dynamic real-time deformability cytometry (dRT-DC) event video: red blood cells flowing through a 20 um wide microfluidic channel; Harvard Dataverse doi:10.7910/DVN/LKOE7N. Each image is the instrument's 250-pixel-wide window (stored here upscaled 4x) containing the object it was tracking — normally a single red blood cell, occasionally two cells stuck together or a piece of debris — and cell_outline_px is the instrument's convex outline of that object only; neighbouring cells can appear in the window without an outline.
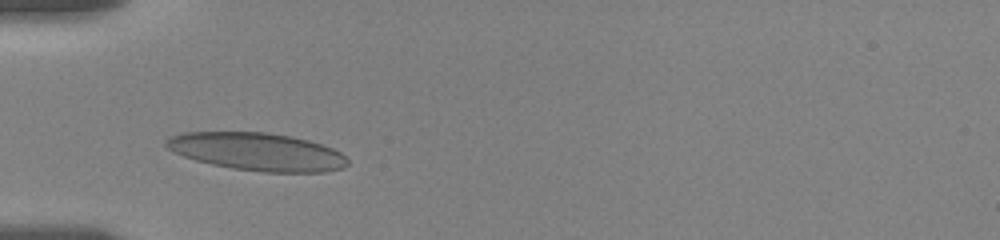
{"species": "human", "species_latin": "Homo sapiens", "temperature_condition": "room temperature", "stored_images_in_passage": 6, "camera_frame_rate_fps": 3000, "um_per_image_px": 0.085, "donor": {"sex": "female"}, "frame": {"image": 1, "passage_image": 5, "time_ms": 2.667, "image_size_px": [1000, 240], "cell_outline_px": [[348, 164], [344, 168], [324, 172], [264, 172], [232, 168], [212, 164], [196, 160], [172, 152], [164, 144], [164, 140], [168, 136], [184, 132], [268, 132], [292, 136], [308, 140], [332, 148], [340, 152], [348, 160]], "centroid_in_image_um": [21.83, 12.89], "position_along_channel_um": 63.2, "area_um2": 40.11}}